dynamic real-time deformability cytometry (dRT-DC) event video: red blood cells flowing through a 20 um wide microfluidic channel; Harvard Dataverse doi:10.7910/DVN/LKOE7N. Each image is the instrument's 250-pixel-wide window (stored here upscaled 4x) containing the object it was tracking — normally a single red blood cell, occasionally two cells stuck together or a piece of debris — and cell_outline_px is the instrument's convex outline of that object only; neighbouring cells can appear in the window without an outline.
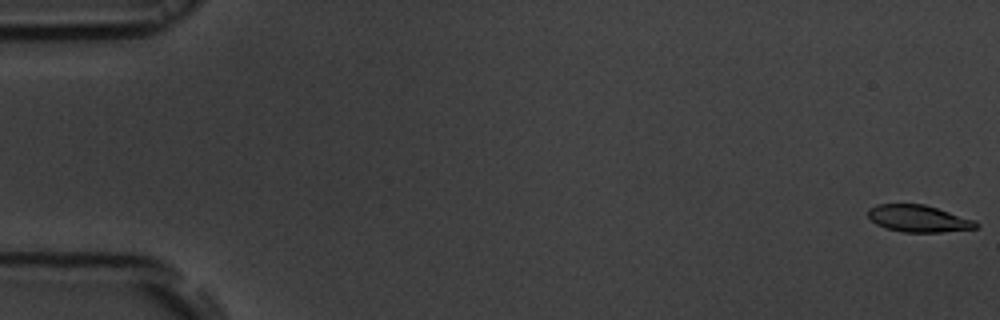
{"species": "common noctule bat (a hibernating species)", "species_latin": "Nyctalus noctula", "temperature_condition": "room temperature", "stored_images_in_passage": 19, "camera_frame_rate_fps": 3000, "um_per_image_px": 0.085, "animal": {"sex": "male", "body_mass_g": 19.5, "forearm_length_mm": 54.6}, "frame": {"image": 1, "passage_image": 1, "time_ms": 0.0, "image_size_px": [1000, 320], "cell_outline_px": [[980, 228], [940, 232], [904, 232], [884, 228], [876, 224], [868, 216], [868, 208], [876, 204], [924, 204], [976, 220], [980, 224]], "centroid_in_image_um": [78.1, 18.58], "position_along_channel_um": 6.9, "area_um2": 17.11}}
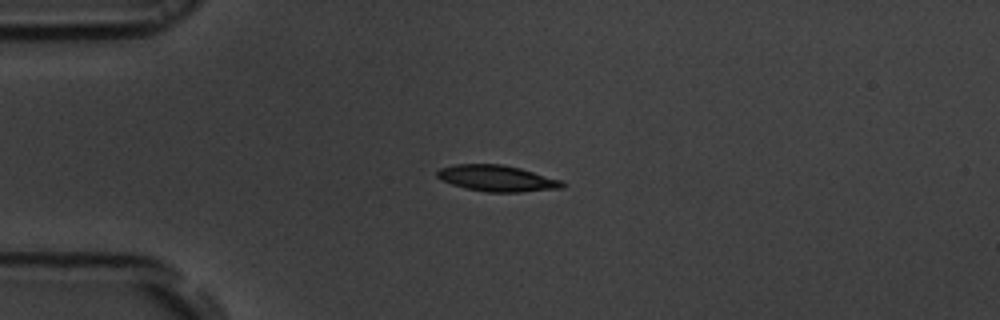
{"frame": {"image": 2, "passage_image": 14, "time_ms": 4.333, "image_size_px": [1000, 320], "cell_outline_px": [[568, 184], [564, 188], [520, 192], [488, 192], [468, 188], [452, 184], [440, 180], [436, 176], [436, 172], [440, 168], [456, 164], [500, 164], [520, 168], [560, 180]], "centroid_in_image_um": [42.25, 15.16], "position_along_channel_um": 42.7, "area_um2": 19.02}}
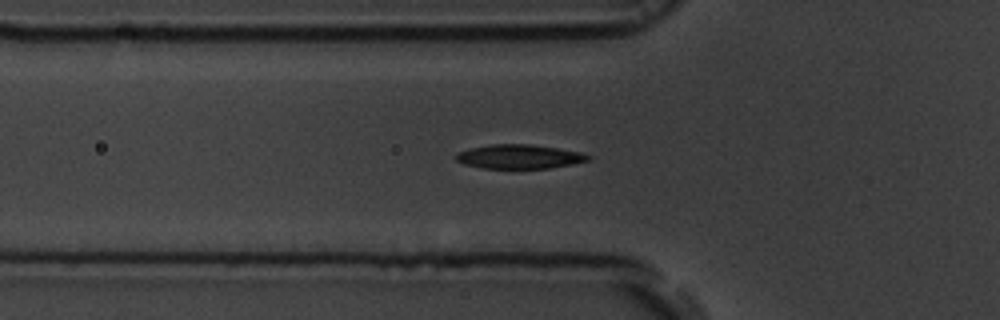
{"frame": {"image": 3, "passage_image": 19, "time_ms": 6.0, "image_size_px": [1000, 320], "cell_outline_px": [[592, 156], [588, 160], [572, 164], [548, 168], [480, 168], [464, 164], [456, 160], [452, 156], [456, 152], [468, 148], [492, 144], [532, 144], [580, 152]], "centroid_in_image_um": [44.06, 13.3], "position_along_channel_um": 81.7, "area_um2": 18.67}}